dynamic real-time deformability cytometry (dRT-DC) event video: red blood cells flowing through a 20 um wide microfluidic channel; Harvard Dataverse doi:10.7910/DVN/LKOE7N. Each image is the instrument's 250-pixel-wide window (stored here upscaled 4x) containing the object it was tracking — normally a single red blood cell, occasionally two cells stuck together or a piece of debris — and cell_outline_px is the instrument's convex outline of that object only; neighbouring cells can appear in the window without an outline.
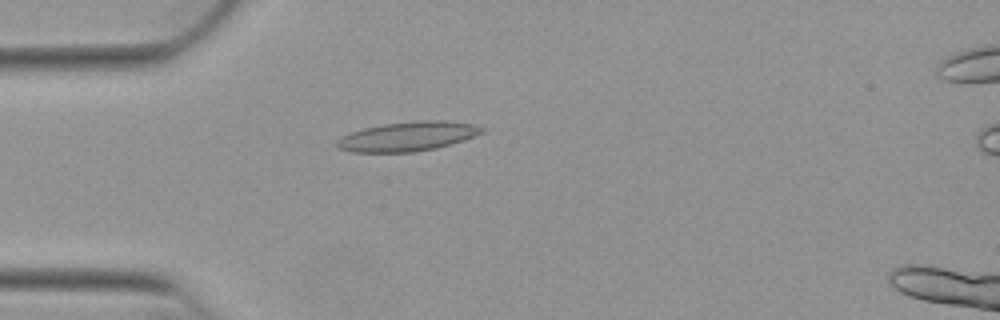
{"species": "Egyptian fruit bat (a non-hibernating species)", "species_latin": "Rousettus aegyptiacus", "temperature_condition": "warm", "stored_images_in_passage": 51, "camera_frame_rate_fps": 3000, "um_per_image_px": 0.085, "animal": {"sex": "female"}, "frame": {"image": 1, "passage_image": 14, "time_ms": 4.333, "image_size_px": [1000, 320], "cell_outline_px": [[484, 132], [464, 140], [436, 148], [416, 152], [352, 152], [336, 148], [332, 144], [340, 136], [364, 128], [384, 124], [412, 120], [444, 120], [472, 124], [484, 128]], "centroid_in_image_um": [34.6, 11.59], "position_along_channel_um": 50.4, "area_um2": 25.09}}
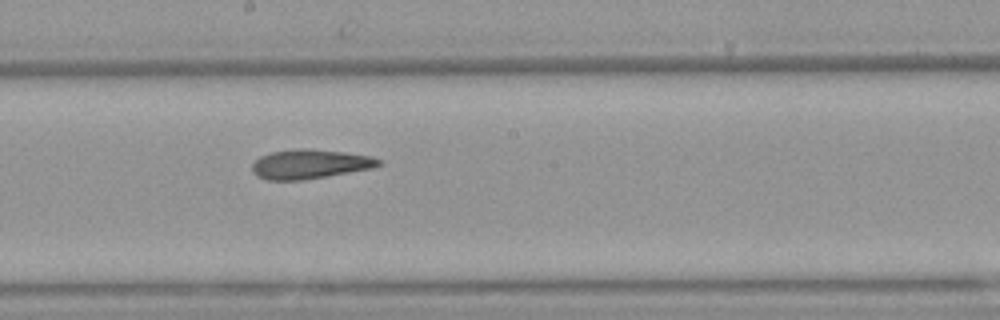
{"frame": {"image": 2, "passage_image": 28, "time_ms": 9.0, "image_size_px": [1000, 320], "cell_outline_px": [[384, 164], [372, 168], [304, 180], [268, 180], [256, 176], [252, 172], [252, 164], [260, 156], [272, 152], [300, 148], [312, 148], [344, 152], [372, 156], [380, 160]], "centroid_in_image_um": [26.34, 13.94], "position_along_channel_um": 221.9, "area_um2": 21.73}}
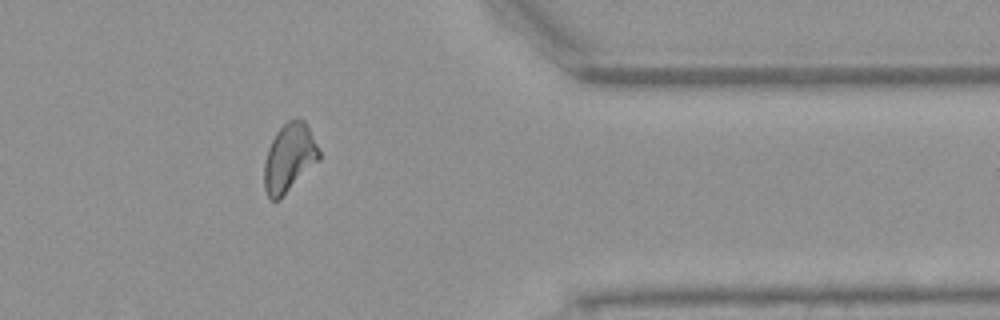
{"frame": {"image": 3, "passage_image": 42, "time_ms": 13.667, "image_size_px": [1000, 320], "cell_outline_px": [[320, 160], [280, 200], [272, 200], [268, 196], [264, 188], [264, 164], [268, 148], [276, 132], [288, 120], [304, 120], [320, 152]], "centroid_in_image_um": [24.58, 13.46], "position_along_channel_um": 386.8, "area_um2": 21.73}, "authors_computed_cell_mechanics": {"area_um2": 22.0218, "velocity_mm_per_s": 3.9135, "shape_relaxation_time_tau1_ms": null, "shape_relaxation_time_tau2_ms": 3.2445, "deformation_change_tau1": null, "deformation_change_tau2": 0.122}}